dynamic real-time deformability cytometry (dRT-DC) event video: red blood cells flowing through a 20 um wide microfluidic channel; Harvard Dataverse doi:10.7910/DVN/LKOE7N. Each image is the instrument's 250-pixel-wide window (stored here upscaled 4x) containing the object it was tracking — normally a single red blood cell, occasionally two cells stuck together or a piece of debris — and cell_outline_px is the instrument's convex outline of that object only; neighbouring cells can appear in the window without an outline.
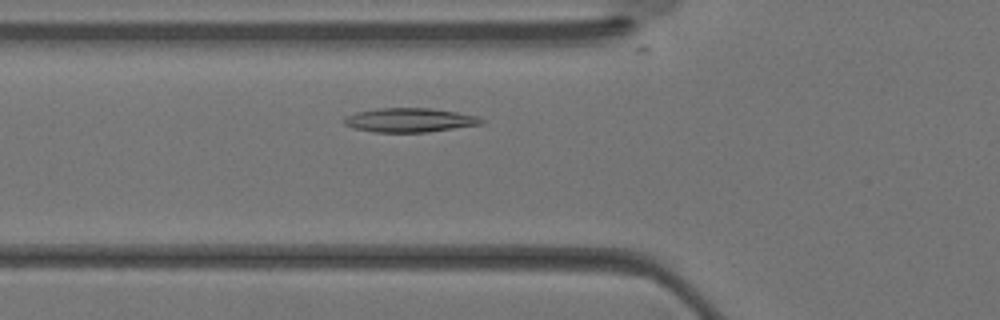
{"species": "Egyptian fruit bat (a non-hibernating species)", "species_latin": "Rousettus aegyptiacus", "temperature_condition": "warm", "stored_images_in_passage": 30, "camera_frame_rate_fps": 3000, "um_per_image_px": 0.085, "animal": {"sex": "female"}, "frame": {"image": 1, "passage_image": 7, "time_ms": 2.0, "image_size_px": [1000, 320], "cell_outline_px": [[484, 120], [480, 124], [428, 132], [372, 132], [352, 128], [344, 124], [344, 116], [356, 112], [376, 108], [428, 108], [456, 112], [480, 116]], "centroid_in_image_um": [34.77, 10.2], "position_along_channel_um": 91.0, "area_um2": 19.31}}
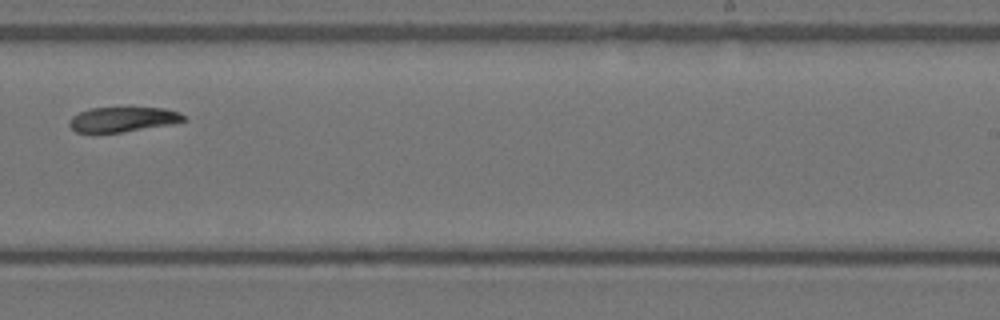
{"frame": {"image": 2, "passage_image": 17, "time_ms": 5.333, "image_size_px": [1000, 320], "cell_outline_px": [[188, 120], [172, 124], [120, 132], [76, 132], [68, 124], [72, 116], [80, 112], [92, 108], [128, 104], [164, 108], [180, 112]], "centroid_in_image_um": [10.5, 10.08], "position_along_channel_um": 278.5, "area_um2": 17.4}}
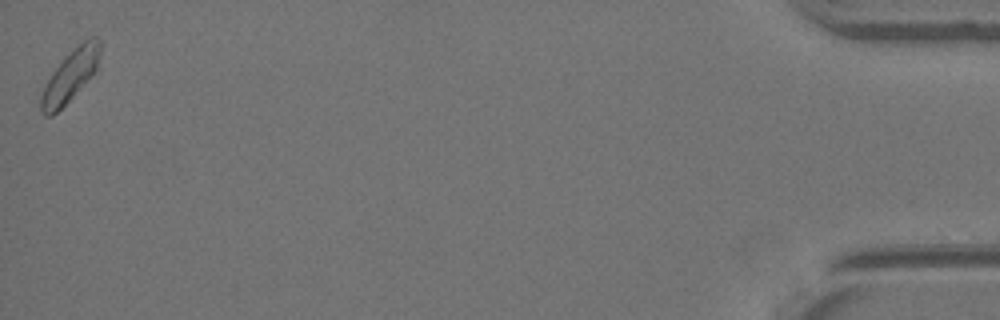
{"frame": {"image": 3, "passage_image": 30, "time_ms": 9.667, "image_size_px": [1000, 320], "cell_outline_px": [[100, 52], [96, 68], [72, 96], [52, 116], [44, 116], [40, 112], [40, 96], [52, 72], [88, 36], [96, 36], [100, 40]], "centroid_in_image_um": [5.95, 6.45], "position_along_channel_um": 429.3, "area_um2": 16.76}}